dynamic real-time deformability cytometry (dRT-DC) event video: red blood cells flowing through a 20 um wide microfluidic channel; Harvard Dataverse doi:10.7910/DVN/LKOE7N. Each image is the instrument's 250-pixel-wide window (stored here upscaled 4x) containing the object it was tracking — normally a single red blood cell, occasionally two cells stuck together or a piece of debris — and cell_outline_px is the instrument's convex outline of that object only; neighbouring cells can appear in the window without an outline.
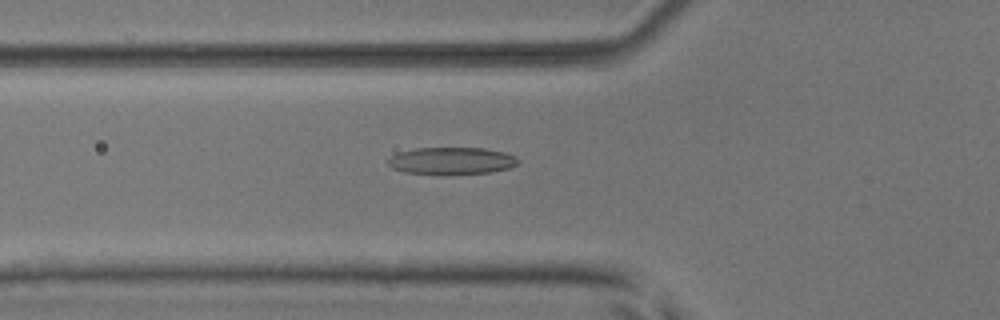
{"species": "common noctule bat (a hibernating species)", "species_latin": "Nyctalus noctula", "temperature_condition": "room temperature", "stored_images_in_passage": 39, "camera_frame_rate_fps": 3000, "um_per_image_px": 0.085, "animal": {"sex": "male", "body_mass_g": 17.9, "forearm_length_mm": 54.2}, "frame": {"image": 1, "passage_image": 5, "time_ms": 1.333, "image_size_px": [1000, 320], "cell_outline_px": [[520, 160], [516, 164], [508, 168], [492, 172], [404, 172], [392, 168], [388, 164], [388, 160], [392, 156], [400, 152], [416, 148], [484, 148], [504, 152], [516, 156]], "centroid_in_image_um": [38.42, 13.63], "position_along_channel_um": 87.4, "area_um2": 19.71}}
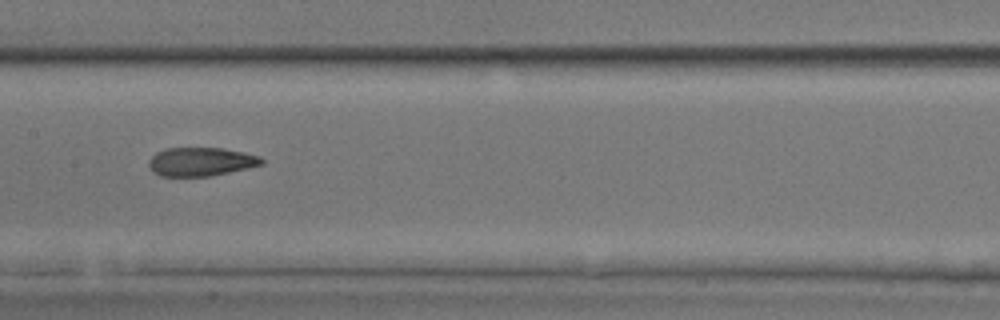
{"frame": {"image": 2, "passage_image": 13, "time_ms": 4.0, "image_size_px": [1000, 320], "cell_outline_px": [[264, 164], [248, 168], [212, 176], [160, 176], [152, 172], [148, 164], [148, 160], [156, 152], [164, 148], [224, 148], [244, 152], [260, 156], [264, 160]], "centroid_in_image_um": [17.07, 13.74], "position_along_channel_um": 190.3, "area_um2": 19.07}}
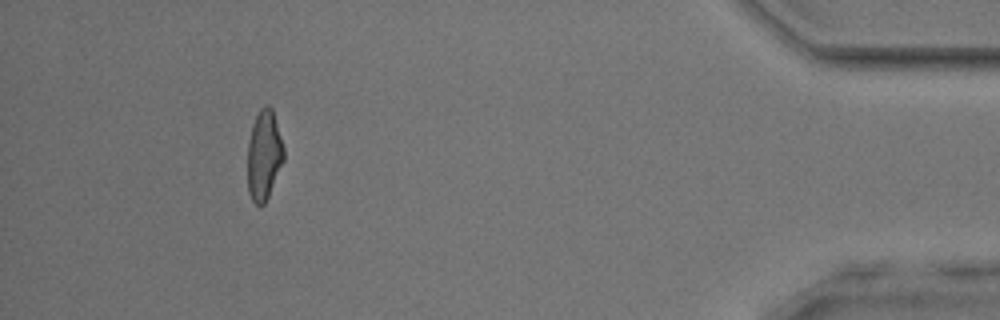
{"frame": {"image": 3, "passage_image": 35, "time_ms": 11.333, "image_size_px": [1000, 320], "cell_outline_px": [[284, 160], [268, 196], [264, 204], [256, 204], [252, 200], [248, 192], [248, 144], [252, 124], [260, 108], [264, 104], [268, 104], [272, 108], [284, 148]], "centroid_in_image_um": [22.44, 13.16], "position_along_channel_um": 412.8, "area_um2": 18.84}, "authors_computed_cell_mechanics": {"area_um2": 19.5364, "velocity_mm_per_s": 3.8479, "shape_relaxation_time_tau1_ms": 5.6591, "shape_relaxation_time_tau2_ms": 2.9184, "deformation_change_tau1": 0.2138, "deformation_change_tau2": 0.1172}}